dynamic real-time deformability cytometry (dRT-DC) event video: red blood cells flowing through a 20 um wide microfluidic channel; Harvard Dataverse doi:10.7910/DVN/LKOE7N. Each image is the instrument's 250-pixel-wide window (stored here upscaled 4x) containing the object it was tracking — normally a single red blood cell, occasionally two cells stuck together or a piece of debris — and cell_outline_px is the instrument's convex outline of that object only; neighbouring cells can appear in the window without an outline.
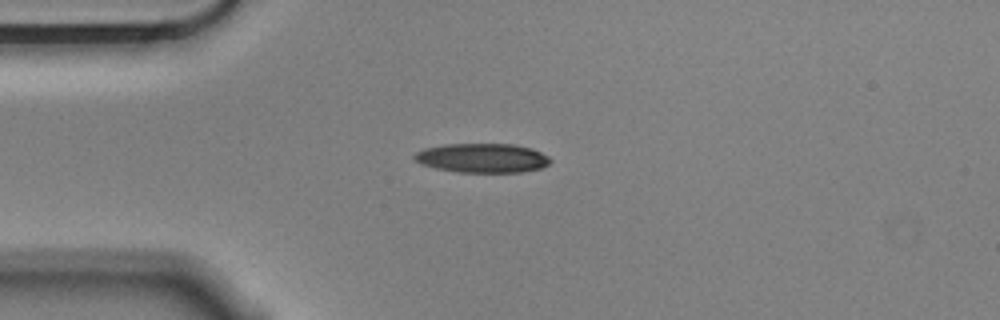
{"species": "Egyptian fruit bat (a non-hibernating species)", "species_latin": "Rousettus aegyptiacus", "temperature_condition": "cold", "stored_images_in_passage": 43, "camera_frame_rate_fps": 3000, "um_per_image_px": 0.085, "animal": {"sex": "male"}, "frame": {"image": 1, "passage_image": 1, "time_ms": 0.0, "image_size_px": [1000, 320], "cell_outline_px": [[552, 160], [548, 164], [540, 168], [524, 172], [456, 172], [436, 168], [420, 164], [412, 156], [416, 152], [424, 148], [444, 144], [512, 144], [532, 148], [548, 156]], "centroid_in_image_um": [40.98, 13.43], "position_along_channel_um": 44.0, "area_um2": 23.24}}
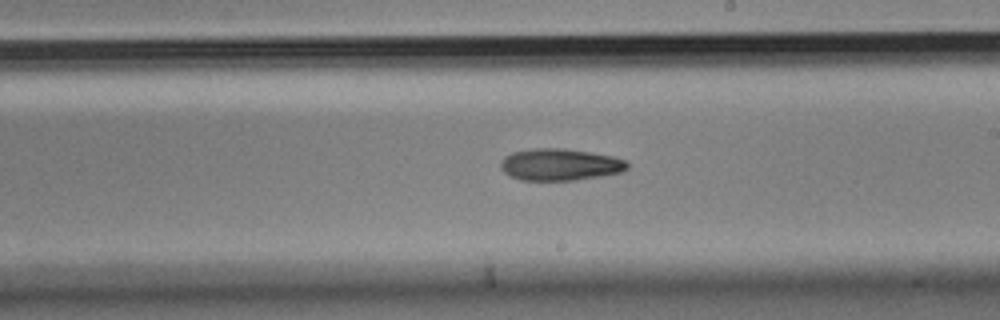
{"frame": {"image": 2, "passage_image": 19, "time_ms": 6.0, "image_size_px": [1000, 320], "cell_outline_px": [[628, 168], [624, 172], [576, 180], [520, 180], [504, 172], [500, 168], [500, 164], [504, 156], [512, 152], [532, 148], [564, 148], [612, 156], [624, 160], [628, 164]], "centroid_in_image_um": [47.59, 13.99], "position_along_channel_um": 241.4, "area_um2": 23.52}}
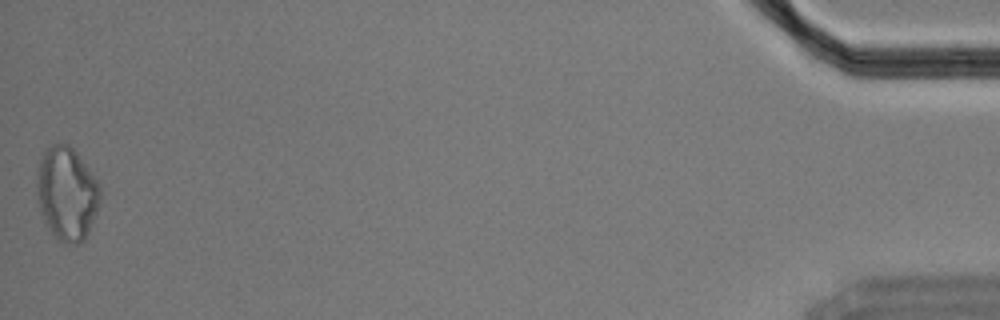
{"frame": {"image": 3, "passage_image": 43, "time_ms": 14.0, "image_size_px": [1000, 320], "cell_outline_px": [[100, 200], [96, 212], [88, 232], [84, 240], [76, 244], [68, 244], [60, 240], [48, 228], [44, 220], [40, 208], [36, 192], [36, 172], [40, 160], [44, 152], [52, 144], [68, 144], [76, 152], [100, 184]], "centroid_in_image_um": [5.67, 16.44], "position_along_channel_um": 429.5, "area_um2": 34.22}, "authors_computed_cell_mechanics": {"area_um2": 23.6402, "velocity_mm_per_s": 3.5701, "shape_relaxation_time_tau1_ms": 4.6152, "shape_relaxation_time_tau2_ms": null, "deformation_change_tau1": 0.1568, "deformation_change_tau2": null}}